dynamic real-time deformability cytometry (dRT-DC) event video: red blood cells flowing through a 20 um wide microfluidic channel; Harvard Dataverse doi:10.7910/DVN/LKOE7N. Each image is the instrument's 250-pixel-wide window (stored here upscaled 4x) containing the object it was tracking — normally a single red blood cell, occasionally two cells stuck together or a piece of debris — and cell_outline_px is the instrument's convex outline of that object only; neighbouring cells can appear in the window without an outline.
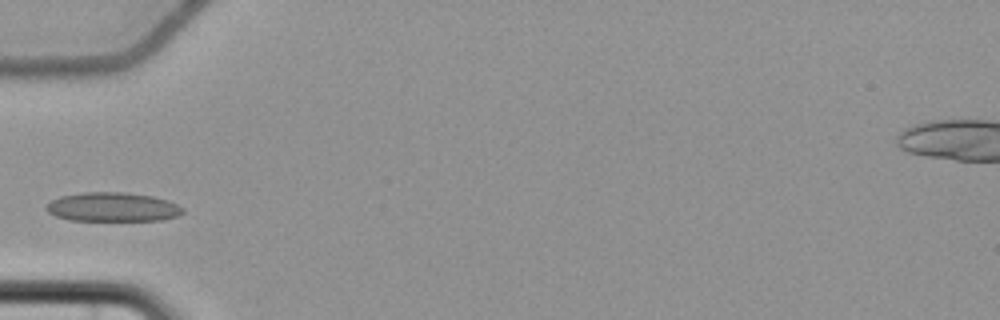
{"species": "common noctule bat (a hibernating species)", "species_latin": "Nyctalus noctula", "temperature_condition": "cold", "stored_images_in_passage": 2, "camera_frame_rate_fps": 3000, "um_per_image_px": 0.085, "animal": {"sex": "female", "body_mass_g": 22.7, "forearm_length_mm": 54.2}, "frame": {"image": 1, "passage_image": 2, "time_ms": 1.333, "image_size_px": [1000, 320], "cell_outline_px": [[184, 212], [176, 216], [160, 220], [68, 220], [56, 216], [48, 212], [44, 208], [52, 200], [60, 196], [84, 192], [124, 192], [152, 196], [168, 200], [184, 208]], "centroid_in_image_um": [9.56, 17.59], "position_along_channel_um": 75.4, "area_um2": 23.06}}